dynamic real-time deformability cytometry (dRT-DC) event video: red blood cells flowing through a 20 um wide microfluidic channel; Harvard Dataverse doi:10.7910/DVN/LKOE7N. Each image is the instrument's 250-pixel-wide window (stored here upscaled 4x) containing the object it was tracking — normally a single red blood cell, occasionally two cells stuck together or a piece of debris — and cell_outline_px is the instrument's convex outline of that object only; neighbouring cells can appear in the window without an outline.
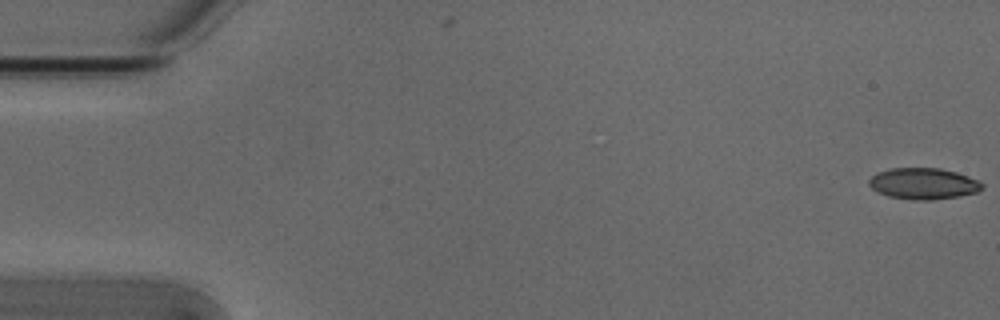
{"species": "Egyptian fruit bat (a non-hibernating species)", "species_latin": "Rousettus aegyptiacus", "temperature_condition": "cold", "stored_images_in_passage": 5, "camera_frame_rate_fps": 3000, "um_per_image_px": 0.085, "animal": {"sex": "male"}, "frame": {"image": 1, "passage_image": 1, "time_ms": 0.0, "image_size_px": [1000, 320], "cell_outline_px": [[984, 188], [976, 192], [960, 196], [932, 200], [916, 200], [888, 196], [876, 192], [868, 184], [868, 180], [876, 172], [892, 168], [940, 168], [956, 172], [976, 180], [984, 184]], "centroid_in_image_um": [78.46, 15.61], "position_along_channel_um": 6.5, "area_um2": 20.63}}
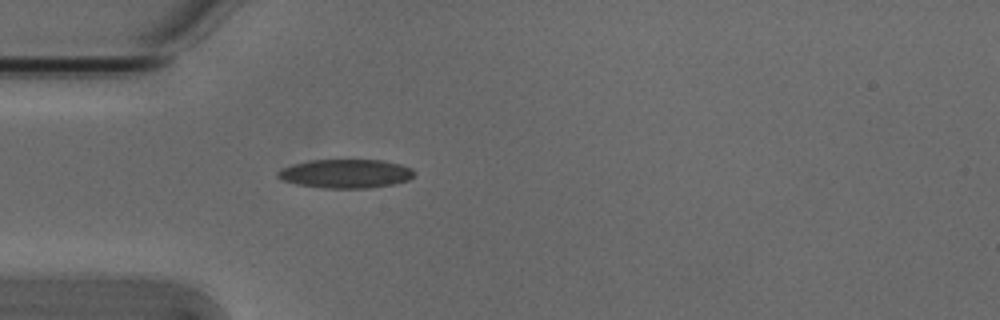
{"frame": {"image": 2, "passage_image": 5, "time_ms": 1.333, "image_size_px": [1000, 320], "cell_outline_px": [[416, 172], [408, 180], [392, 184], [368, 188], [324, 188], [296, 184], [284, 180], [276, 176], [276, 172], [292, 164], [308, 160], [384, 160], [400, 164], [412, 168]], "centroid_in_image_um": [29.39, 14.75], "position_along_channel_um": 55.6, "area_um2": 22.89}}